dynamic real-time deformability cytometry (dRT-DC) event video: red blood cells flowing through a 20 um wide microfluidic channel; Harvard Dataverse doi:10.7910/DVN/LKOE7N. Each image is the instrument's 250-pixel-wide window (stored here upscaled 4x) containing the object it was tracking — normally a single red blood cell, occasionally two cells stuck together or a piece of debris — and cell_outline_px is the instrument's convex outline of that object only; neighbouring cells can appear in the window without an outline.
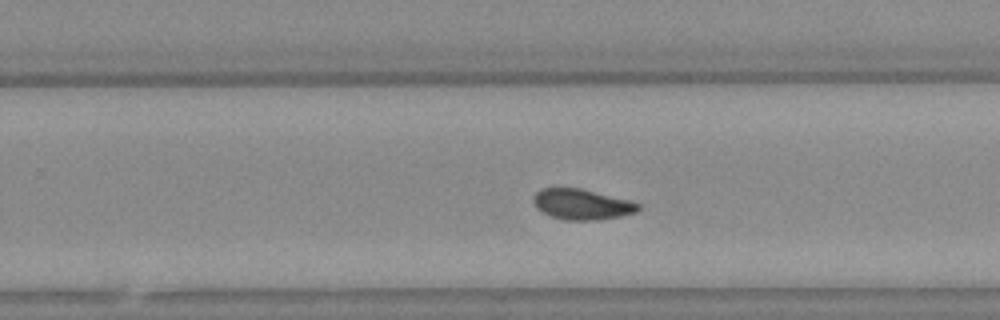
{"species": "Egyptian fruit bat (a non-hibernating species)", "species_latin": "Rousettus aegyptiacus", "temperature_condition": "warm", "stored_images_in_passage": 37, "segment_of_instrument_passage": [1, 2], "camera_frame_rate_fps": 3000, "um_per_image_px": 0.085, "animal": {"sex": "female"}, "frame": {"image": 1, "passage_image": 16, "time_ms": 5.0, "image_size_px": [1000, 320], "cell_outline_px": [[640, 208], [636, 212], [620, 216], [596, 220], [564, 220], [548, 216], [540, 212], [536, 208], [532, 200], [532, 196], [540, 188], [580, 188], [632, 200], [640, 204]], "centroid_in_image_um": [49.42, 17.36], "position_along_channel_um": 280.4, "area_um2": 19.02}}